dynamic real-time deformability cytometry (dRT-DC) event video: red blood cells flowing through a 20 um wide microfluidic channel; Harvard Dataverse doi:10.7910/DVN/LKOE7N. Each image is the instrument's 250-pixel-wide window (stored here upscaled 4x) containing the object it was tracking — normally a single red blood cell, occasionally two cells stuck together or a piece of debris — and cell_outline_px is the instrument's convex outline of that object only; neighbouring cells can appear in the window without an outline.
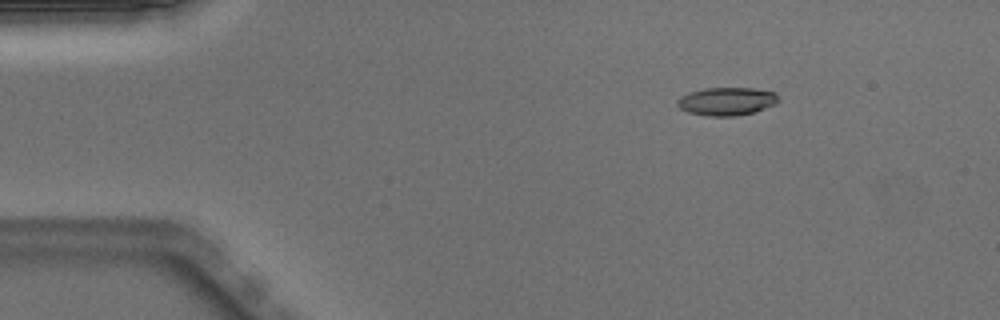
{"species": "Egyptian fruit bat (a non-hibernating species)", "species_latin": "Rousettus aegyptiacus", "temperature_condition": "warm", "stored_images_in_passage": 51, "camera_frame_rate_fps": 3000, "um_per_image_px": 0.085, "animal": {"sex": "male"}, "frame": {"image": 1, "passage_image": 8, "time_ms": 2.333, "image_size_px": [1000, 320], "cell_outline_px": [[780, 100], [776, 104], [752, 112], [736, 116], [708, 116], [688, 112], [680, 108], [676, 104], [676, 100], [680, 96], [688, 92], [704, 88], [752, 88], [776, 92]], "centroid_in_image_um": [61.75, 8.6], "position_along_channel_um": 23.2, "area_um2": 16.65}}
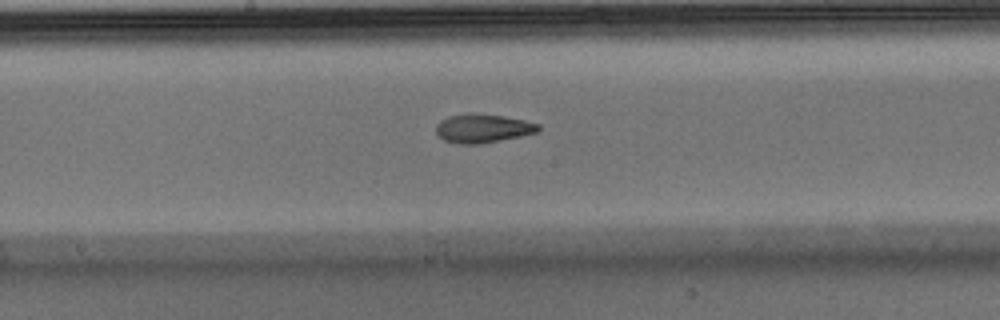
{"frame": {"image": 2, "passage_image": 27, "time_ms": 8.667, "image_size_px": [1000, 320], "cell_outline_px": [[540, 132], [480, 144], [456, 144], [444, 140], [436, 132], [436, 124], [440, 120], [448, 116], [476, 112], [504, 116], [524, 120], [540, 124]], "centroid_in_image_um": [41.04, 10.9], "position_along_channel_um": 207.2, "area_um2": 17.34}}
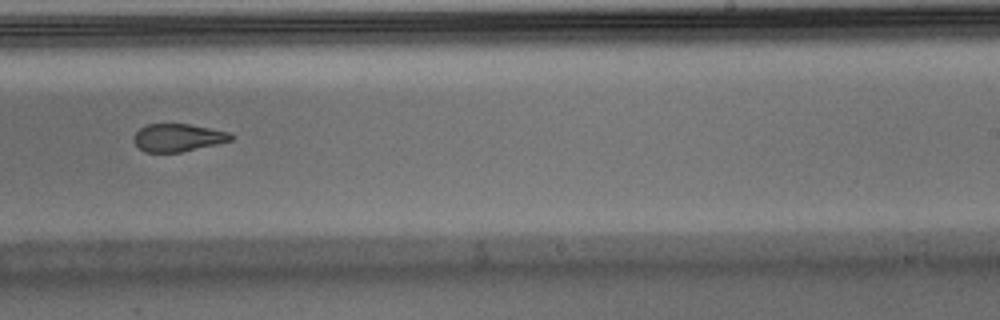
{"frame": {"image": 3, "passage_image": 32, "time_ms": 10.333, "image_size_px": [1000, 320], "cell_outline_px": [[236, 136], [232, 140], [216, 144], [180, 152], [144, 152], [132, 140], [132, 136], [140, 128], [148, 124], [188, 124], [228, 132]], "centroid_in_image_um": [15.1, 11.7], "position_along_channel_um": 273.9, "area_um2": 15.61}, "authors_computed_cell_mechanics": {"area_um2": 17.051, "velocity_mm_per_s": 4.0224, "shape_relaxation_time_tau1_ms": 6.4272, "shape_relaxation_time_tau2_ms": 3.2419, "deformation_change_tau1": 0.2211, "deformation_change_tau2": 0.099}}